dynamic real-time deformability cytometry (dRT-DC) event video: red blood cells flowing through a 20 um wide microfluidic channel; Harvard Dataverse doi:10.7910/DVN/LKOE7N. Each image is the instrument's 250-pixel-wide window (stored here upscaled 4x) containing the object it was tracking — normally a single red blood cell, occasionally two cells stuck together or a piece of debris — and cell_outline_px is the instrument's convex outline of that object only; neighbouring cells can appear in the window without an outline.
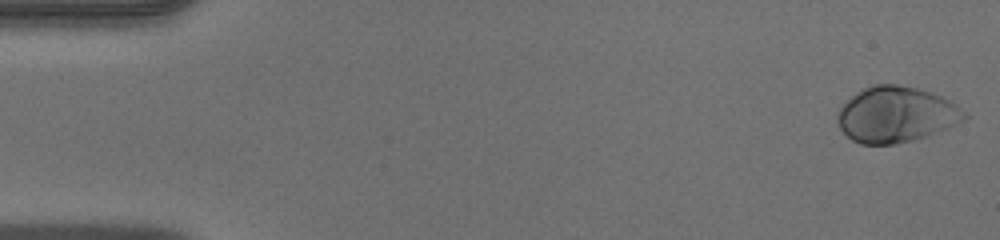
{"species": "human", "species_latin": "Homo sapiens", "temperature_condition": "warm", "stored_images_in_passage": 47, "camera_frame_rate_fps": 3000, "um_per_image_px": 0.085, "donor": {"sex": "male"}, "frame": {"image": 1, "passage_image": 1, "time_ms": 0.0, "image_size_px": [1000, 240], "cell_outline_px": [[968, 116], [964, 120], [948, 128], [928, 136], [896, 144], [860, 144], [852, 140], [840, 128], [836, 120], [836, 116], [840, 108], [856, 92], [872, 84], [896, 84], [916, 88], [940, 96], [956, 104], [968, 112]], "centroid_in_image_um": [76.17, 9.74], "position_along_channel_um": 8.8, "area_um2": 41.21}}
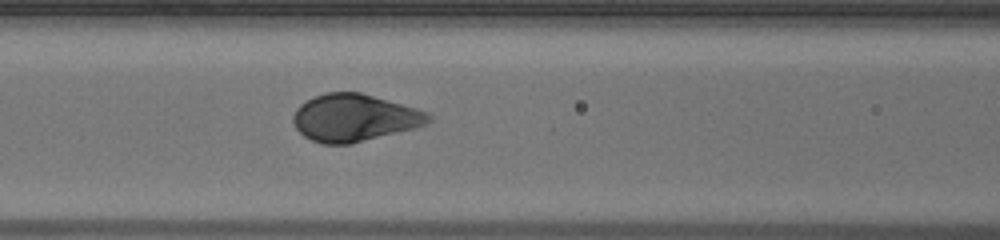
{"frame": {"image": 2, "passage_image": 20, "time_ms": 6.333, "image_size_px": [1000, 240], "cell_outline_px": [[432, 120], [416, 128], [352, 144], [324, 144], [312, 140], [304, 136], [296, 128], [292, 120], [292, 116], [296, 108], [300, 104], [324, 92], [360, 92], [416, 108], [428, 112], [432, 116]], "centroid_in_image_um": [30.12, 10.02], "position_along_channel_um": 136.5, "area_um2": 37.34}}
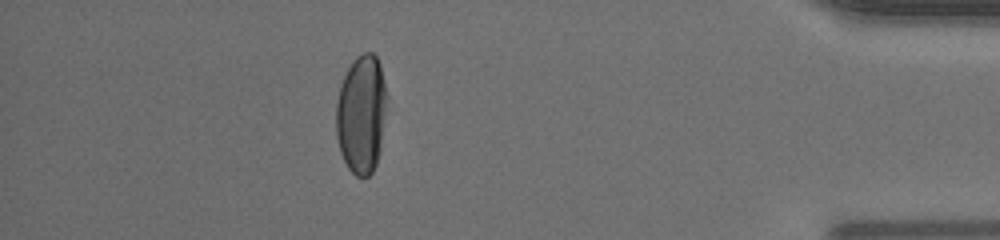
{"frame": {"image": 3, "passage_image": 42, "time_ms": 13.667, "image_size_px": [1000, 240], "cell_outline_px": [[388, 96], [380, 152], [376, 164], [372, 172], [368, 176], [356, 176], [348, 168], [340, 152], [336, 136], [336, 104], [340, 84], [352, 60], [356, 56], [364, 52], [372, 52], [376, 56], [380, 64]], "centroid_in_image_um": [30.73, 9.68], "position_along_channel_um": 404.5, "area_um2": 35.55}}